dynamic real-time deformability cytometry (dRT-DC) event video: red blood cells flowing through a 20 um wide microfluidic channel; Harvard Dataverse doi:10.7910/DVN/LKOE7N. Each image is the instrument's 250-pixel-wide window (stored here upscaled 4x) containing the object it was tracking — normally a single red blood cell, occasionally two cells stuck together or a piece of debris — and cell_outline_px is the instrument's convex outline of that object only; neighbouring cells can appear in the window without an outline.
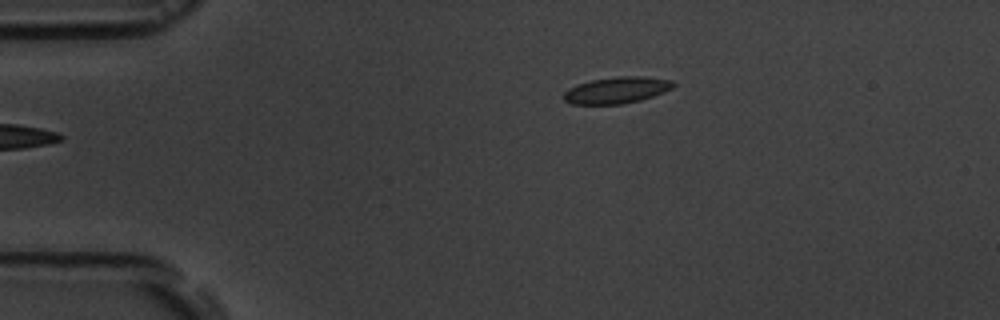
{"species": "common noctule bat (a hibernating species)", "species_latin": "Nyctalus noctula", "temperature_condition": "room temperature", "stored_images_in_passage": 3, "camera_frame_rate_fps": 3000, "um_per_image_px": 0.085, "animal": {"sex": "male", "body_mass_g": 19.5, "forearm_length_mm": 54.6}, "frame": {"image": 1, "passage_image": 1, "time_ms": 0.0, "image_size_px": [1000, 320], "cell_outline_px": [[676, 84], [672, 88], [664, 92], [640, 100], [620, 104], [572, 104], [564, 100], [564, 92], [568, 88], [576, 84], [592, 80], [616, 76], [644, 76], [672, 80]], "centroid_in_image_um": [52.42, 7.65], "position_along_channel_um": 32.6, "area_um2": 16.94}}